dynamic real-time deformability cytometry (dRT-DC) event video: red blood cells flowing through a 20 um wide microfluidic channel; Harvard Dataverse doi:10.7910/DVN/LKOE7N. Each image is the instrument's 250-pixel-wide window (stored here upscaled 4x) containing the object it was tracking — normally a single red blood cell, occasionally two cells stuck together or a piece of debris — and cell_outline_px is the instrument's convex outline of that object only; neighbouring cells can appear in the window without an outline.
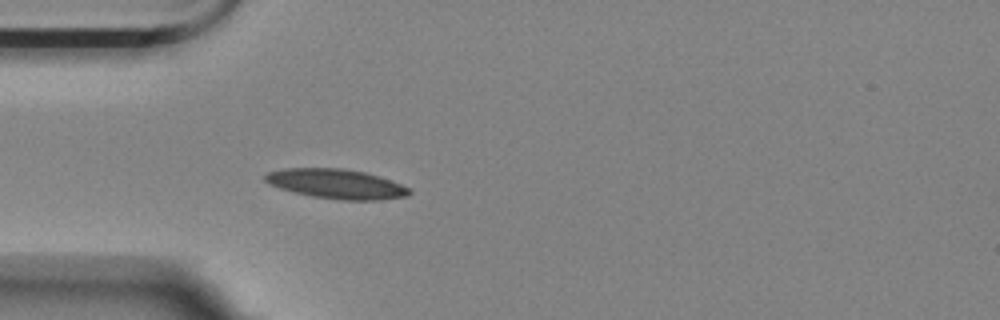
{"species": "Egyptian fruit bat (a non-hibernating species)", "species_latin": "Rousettus aegyptiacus", "temperature_condition": "room temperature", "stored_images_in_passage": 25, "camera_frame_rate_fps": 3000, "um_per_image_px": 0.085, "animal": {"sex": "female"}, "frame": {"image": 1, "passage_image": 1, "time_ms": 0.0, "image_size_px": [1000, 320], "cell_outline_px": [[412, 192], [408, 196], [380, 200], [344, 200], [312, 196], [280, 188], [268, 184], [264, 180], [264, 176], [268, 172], [284, 168], [344, 168], [364, 172], [400, 184], [408, 188]], "centroid_in_image_um": [28.56, 15.63], "position_along_channel_um": 56.4, "area_um2": 24.62}}
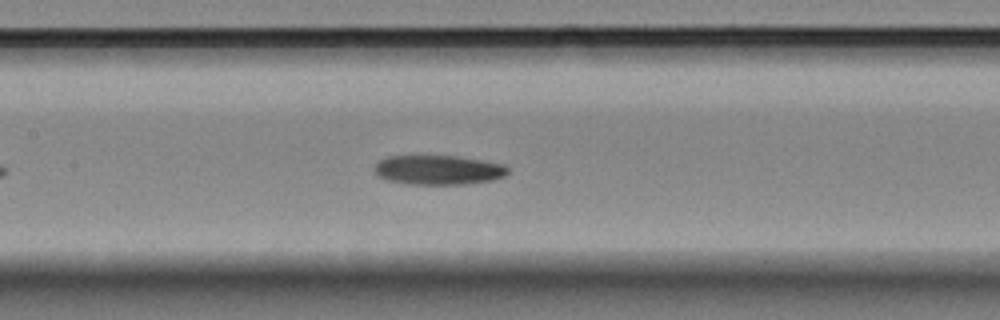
{"frame": {"image": 2, "passage_image": 11, "time_ms": 3.333, "image_size_px": [1000, 320], "cell_outline_px": [[508, 172], [504, 176], [492, 180], [464, 184], [408, 184], [384, 180], [376, 176], [376, 164], [380, 160], [388, 156], [456, 156], [504, 164], [508, 168]], "centroid_in_image_um": [37.24, 14.45], "position_along_channel_um": 170.2, "area_um2": 22.83}}
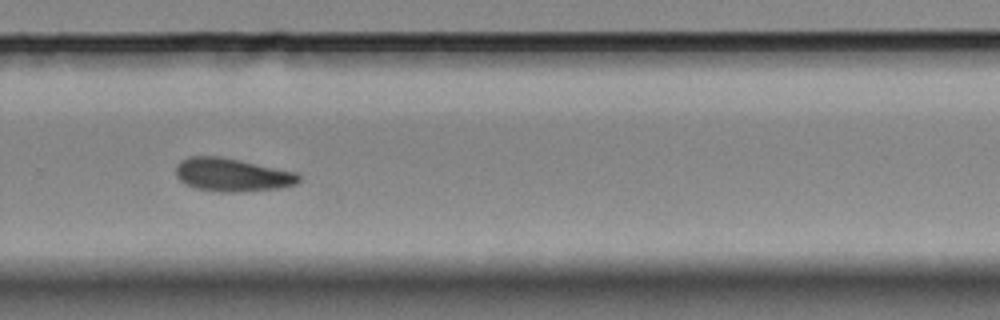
{"frame": {"image": 3, "passage_image": 23, "time_ms": 7.333, "image_size_px": [1000, 320], "cell_outline_px": [[300, 180], [296, 184], [280, 188], [248, 192], [220, 192], [196, 188], [184, 184], [176, 176], [176, 164], [180, 160], [188, 156], [220, 156], [240, 160], [296, 172], [300, 176]], "centroid_in_image_um": [19.71, 14.86], "position_along_channel_um": 310.1, "area_um2": 24.1}}